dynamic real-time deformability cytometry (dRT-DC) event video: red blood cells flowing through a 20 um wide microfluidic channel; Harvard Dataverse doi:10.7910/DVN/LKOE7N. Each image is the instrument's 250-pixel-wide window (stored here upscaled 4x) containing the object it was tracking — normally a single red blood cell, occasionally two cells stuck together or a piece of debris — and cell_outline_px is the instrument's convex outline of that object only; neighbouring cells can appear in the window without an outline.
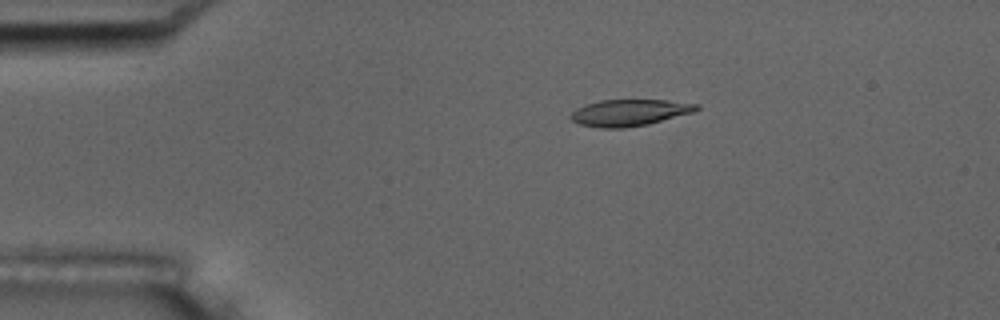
{"species": "common noctule bat (a hibernating species)", "species_latin": "Nyctalus noctula", "temperature_condition": "room temperature", "stored_images_in_passage": 47, "camera_frame_rate_fps": 3000, "um_per_image_px": 0.085, "animal": {"sex": "male", "body_mass_g": 17.5, "forearm_length_mm": 52.3}, "frame": {"image": 1, "passage_image": 2, "time_ms": 0.333, "image_size_px": [1000, 320], "cell_outline_px": [[700, 108], [692, 112], [648, 124], [624, 128], [600, 128], [580, 124], [572, 120], [568, 116], [576, 108], [584, 104], [600, 100], [668, 100], [700, 104]], "centroid_in_image_um": [53.47, 9.57], "position_along_channel_um": 31.5, "area_um2": 19.48}}
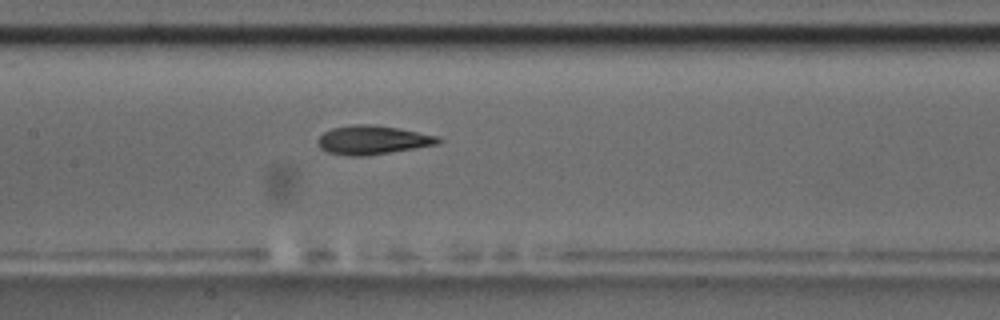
{"frame": {"image": 2, "passage_image": 18, "time_ms": 5.667, "image_size_px": [1000, 320], "cell_outline_px": [[444, 140], [440, 144], [364, 156], [348, 156], [328, 152], [320, 148], [316, 140], [324, 132], [332, 128], [352, 124], [376, 124], [436, 136]], "centroid_in_image_um": [31.65, 11.89], "position_along_channel_um": 175.8, "area_um2": 20.17}}
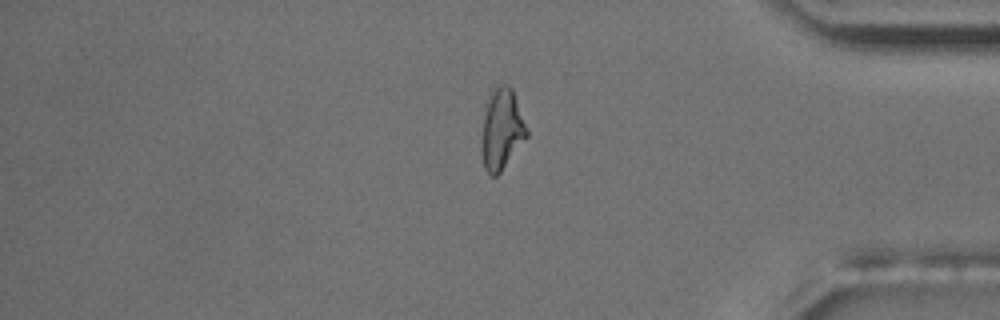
{"frame": {"image": 3, "passage_image": 38, "time_ms": 12.333, "image_size_px": [1000, 320], "cell_outline_px": [[528, 136], [500, 172], [496, 176], [492, 176], [484, 168], [480, 152], [480, 148], [484, 116], [488, 92], [500, 84], [508, 84], [512, 88], [528, 132]], "centroid_in_image_um": [42.61, 10.98], "position_along_channel_um": 392.6, "area_um2": 21.33}, "authors_computed_cell_mechanics": {"area_um2": 20.1144, "velocity_mm_per_s": 3.6189, "shape_relaxation_time_tau1_ms": 5.3948, "shape_relaxation_time_tau2_ms": 1.8742, "deformation_change_tau1": 0.1953, "deformation_change_tau2": 0.0925}}